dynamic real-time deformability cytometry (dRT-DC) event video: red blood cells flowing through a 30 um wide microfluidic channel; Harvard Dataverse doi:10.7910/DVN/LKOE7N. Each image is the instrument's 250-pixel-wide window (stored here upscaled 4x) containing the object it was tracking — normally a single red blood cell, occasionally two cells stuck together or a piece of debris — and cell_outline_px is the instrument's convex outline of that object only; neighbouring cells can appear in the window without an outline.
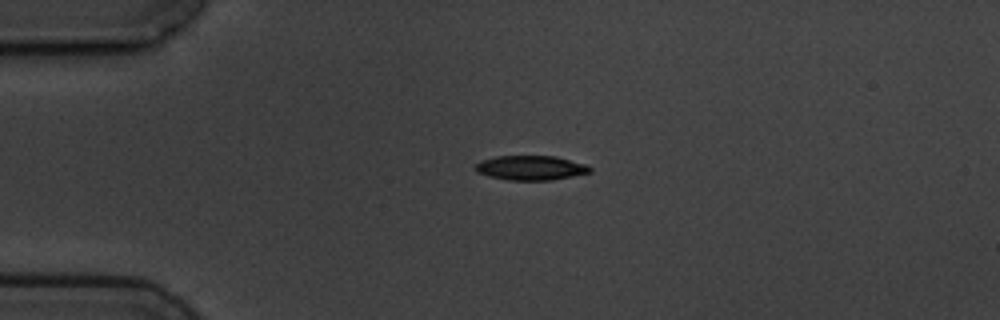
{"species": "common noctule bat (a hibernating species)", "species_latin": "Nyctalus noctula", "temperature_condition": "cold", "stored_images_in_passage": 1, "camera_frame_rate_fps": 3000, "um_per_image_px": 0.085, "animal": {"sex": "male", "body_mass_g": 19.5, "forearm_length_mm": 54.6}, "frame": {"image": 1, "passage_image": 1, "time_ms": 0.0, "image_size_px": [1000, 320], "cell_outline_px": [[592, 172], [552, 180], [508, 180], [488, 176], [476, 172], [476, 164], [480, 160], [496, 156], [556, 156], [584, 164], [592, 168]], "centroid_in_image_um": [45.1, 14.26], "position_along_channel_um": 39.9, "area_um2": 16.36}}